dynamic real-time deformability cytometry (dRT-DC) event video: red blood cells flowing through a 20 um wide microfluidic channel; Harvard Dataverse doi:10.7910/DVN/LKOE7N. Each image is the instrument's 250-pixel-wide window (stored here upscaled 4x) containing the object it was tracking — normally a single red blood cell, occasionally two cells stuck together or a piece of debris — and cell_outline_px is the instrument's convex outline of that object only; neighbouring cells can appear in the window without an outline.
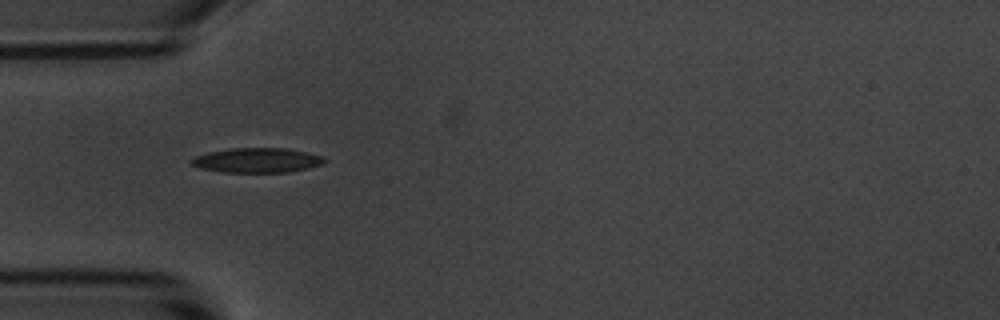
{"species": "common noctule bat (a hibernating species)", "species_latin": "Nyctalus noctula", "temperature_condition": "room temperature", "stored_images_in_passage": 2, "camera_frame_rate_fps": 3000, "um_per_image_px": 0.085, "animal": {"sex": "male", "body_mass_g": 20.1, "forearm_length_mm": 53.5}, "frame": {"image": 1, "passage_image": 1, "time_ms": 0.0, "image_size_px": [1000, 320], "cell_outline_px": [[328, 160], [324, 164], [308, 168], [288, 172], [220, 172], [200, 168], [192, 164], [188, 160], [196, 156], [208, 152], [232, 148], [284, 148], [324, 156]], "centroid_in_image_um": [21.86, 13.63], "position_along_channel_um": 63.1, "area_um2": 19.19}}